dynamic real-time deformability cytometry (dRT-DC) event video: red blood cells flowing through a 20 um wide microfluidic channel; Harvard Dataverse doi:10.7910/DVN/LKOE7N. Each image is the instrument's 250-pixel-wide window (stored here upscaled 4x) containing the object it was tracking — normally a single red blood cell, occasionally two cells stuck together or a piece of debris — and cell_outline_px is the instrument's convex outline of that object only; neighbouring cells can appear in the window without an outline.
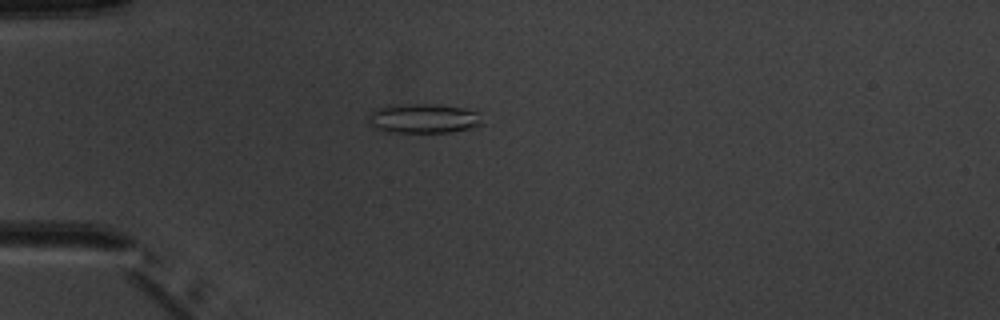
{"species": "common noctule bat (a hibernating species)", "species_latin": "Nyctalus noctula", "temperature_condition": "warm", "stored_images_in_passage": 4, "camera_frame_rate_fps": 3000, "um_per_image_px": 0.085, "animal": {"sex": "male", "body_mass_g": 20.1, "forearm_length_mm": 53.5}, "frame": {"image": 1, "passage_image": 2, "time_ms": 1.333, "image_size_px": [1000, 320], "cell_outline_px": [[484, 124], [472, 128], [452, 132], [392, 132], [376, 128], [368, 120], [368, 116], [376, 108], [388, 104], [436, 104], [464, 108], [480, 112]], "centroid_in_image_um": [36.05, 10.05], "position_along_channel_um": 48.9, "area_um2": 19.83}}
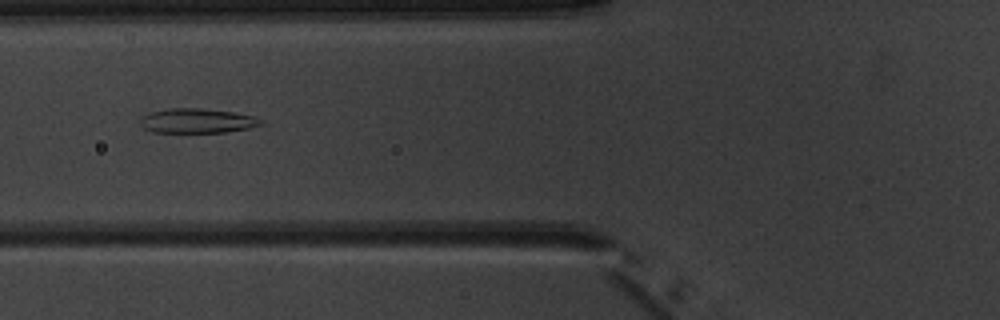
{"frame": {"image": 2, "passage_image": 4, "time_ms": 3.333, "image_size_px": [1000, 320], "cell_outline_px": [[260, 124], [248, 128], [224, 132], [152, 132], [144, 128], [140, 124], [140, 116], [148, 112], [168, 108], [204, 108], [232, 112], [252, 116], [260, 120]], "centroid_in_image_um": [16.64, 10.25], "position_along_channel_um": 109.2, "area_um2": 17.17}}